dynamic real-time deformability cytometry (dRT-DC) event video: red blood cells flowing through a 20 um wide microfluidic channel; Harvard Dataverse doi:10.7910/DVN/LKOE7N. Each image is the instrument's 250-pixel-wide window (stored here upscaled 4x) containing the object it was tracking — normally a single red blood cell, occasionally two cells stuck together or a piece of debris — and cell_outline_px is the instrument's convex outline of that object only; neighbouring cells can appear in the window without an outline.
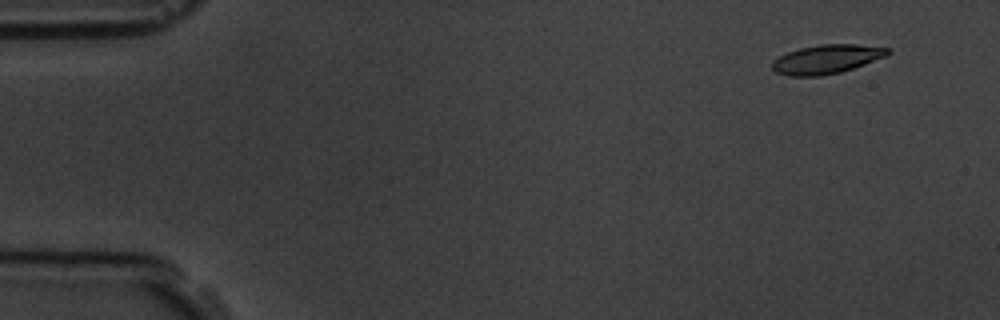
{"species": "common noctule bat (a hibernating species)", "species_latin": "Nyctalus noctula", "temperature_condition": "room temperature", "stored_images_in_passage": 6, "segment_of_instrument_passage": [1, 2], "camera_frame_rate_fps": 3000, "um_per_image_px": 0.085, "animal": {"sex": "male", "body_mass_g": 19.5, "forearm_length_mm": 54.6}, "frame": {"image": 1, "passage_image": 2, "time_ms": 1.0, "image_size_px": [1000, 320], "cell_outline_px": [[892, 52], [888, 56], [840, 72], [820, 76], [788, 76], [776, 72], [772, 68], [772, 60], [788, 52], [800, 48], [820, 44], [856, 44], [888, 48]], "centroid_in_image_um": [70.27, 5.03], "position_along_channel_um": 14.7, "area_um2": 19.48}}
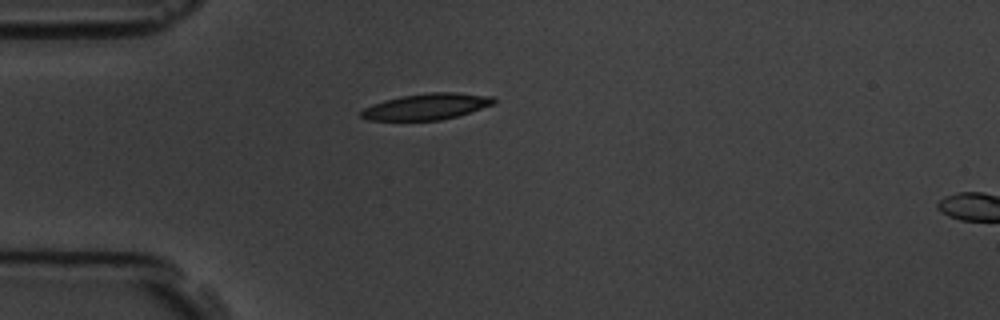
{"frame": {"image": 2, "passage_image": 5, "time_ms": 4.667, "image_size_px": [1000, 320], "cell_outline_px": [[496, 104], [456, 116], [440, 120], [368, 120], [360, 116], [360, 112], [364, 108], [372, 104], [384, 100], [400, 96], [428, 92], [456, 92], [492, 96], [496, 100]], "centroid_in_image_um": [36.27, 9.05], "position_along_channel_um": 48.7, "area_um2": 20.29}}